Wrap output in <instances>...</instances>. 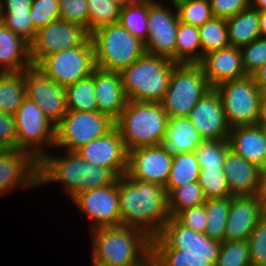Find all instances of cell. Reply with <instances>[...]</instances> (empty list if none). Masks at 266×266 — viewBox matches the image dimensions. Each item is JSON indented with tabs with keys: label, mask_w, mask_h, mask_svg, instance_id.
Returning a JSON list of instances; mask_svg holds the SVG:
<instances>
[{
	"label": "cell",
	"mask_w": 266,
	"mask_h": 266,
	"mask_svg": "<svg viewBox=\"0 0 266 266\" xmlns=\"http://www.w3.org/2000/svg\"><path fill=\"white\" fill-rule=\"evenodd\" d=\"M117 192L120 225L141 230L160 246L172 224L166 186L122 175L117 179Z\"/></svg>",
	"instance_id": "cell-1"
},
{
	"label": "cell",
	"mask_w": 266,
	"mask_h": 266,
	"mask_svg": "<svg viewBox=\"0 0 266 266\" xmlns=\"http://www.w3.org/2000/svg\"><path fill=\"white\" fill-rule=\"evenodd\" d=\"M90 233L92 263L100 266H144L159 252V246L135 228L119 225Z\"/></svg>",
	"instance_id": "cell-2"
},
{
	"label": "cell",
	"mask_w": 266,
	"mask_h": 266,
	"mask_svg": "<svg viewBox=\"0 0 266 266\" xmlns=\"http://www.w3.org/2000/svg\"><path fill=\"white\" fill-rule=\"evenodd\" d=\"M118 176L110 169L94 166L76 151H66L60 156L50 151L38 162L39 188L45 184L60 183L72 199L82 191L111 186Z\"/></svg>",
	"instance_id": "cell-3"
},
{
	"label": "cell",
	"mask_w": 266,
	"mask_h": 266,
	"mask_svg": "<svg viewBox=\"0 0 266 266\" xmlns=\"http://www.w3.org/2000/svg\"><path fill=\"white\" fill-rule=\"evenodd\" d=\"M169 117L159 102L127 100L115 121L127 151L162 145Z\"/></svg>",
	"instance_id": "cell-4"
},
{
	"label": "cell",
	"mask_w": 266,
	"mask_h": 266,
	"mask_svg": "<svg viewBox=\"0 0 266 266\" xmlns=\"http://www.w3.org/2000/svg\"><path fill=\"white\" fill-rule=\"evenodd\" d=\"M176 64L165 57L145 53L121 70L119 73L127 100L160 103Z\"/></svg>",
	"instance_id": "cell-5"
},
{
	"label": "cell",
	"mask_w": 266,
	"mask_h": 266,
	"mask_svg": "<svg viewBox=\"0 0 266 266\" xmlns=\"http://www.w3.org/2000/svg\"><path fill=\"white\" fill-rule=\"evenodd\" d=\"M96 68L120 72L146 53L145 43L119 22L100 27L90 34Z\"/></svg>",
	"instance_id": "cell-6"
},
{
	"label": "cell",
	"mask_w": 266,
	"mask_h": 266,
	"mask_svg": "<svg viewBox=\"0 0 266 266\" xmlns=\"http://www.w3.org/2000/svg\"><path fill=\"white\" fill-rule=\"evenodd\" d=\"M211 89L198 63H177L160 103L169 118L188 117L196 103Z\"/></svg>",
	"instance_id": "cell-7"
},
{
	"label": "cell",
	"mask_w": 266,
	"mask_h": 266,
	"mask_svg": "<svg viewBox=\"0 0 266 266\" xmlns=\"http://www.w3.org/2000/svg\"><path fill=\"white\" fill-rule=\"evenodd\" d=\"M14 116L17 149L30 153L38 162L50 148L54 150L55 125L34 101L25 97Z\"/></svg>",
	"instance_id": "cell-8"
},
{
	"label": "cell",
	"mask_w": 266,
	"mask_h": 266,
	"mask_svg": "<svg viewBox=\"0 0 266 266\" xmlns=\"http://www.w3.org/2000/svg\"><path fill=\"white\" fill-rule=\"evenodd\" d=\"M114 127L115 121L98 111H67L55 126L54 149L76 151L92 140L106 135Z\"/></svg>",
	"instance_id": "cell-9"
},
{
	"label": "cell",
	"mask_w": 266,
	"mask_h": 266,
	"mask_svg": "<svg viewBox=\"0 0 266 266\" xmlns=\"http://www.w3.org/2000/svg\"><path fill=\"white\" fill-rule=\"evenodd\" d=\"M219 93L230 128L258 124L261 110L260 89L251 76L223 83Z\"/></svg>",
	"instance_id": "cell-10"
},
{
	"label": "cell",
	"mask_w": 266,
	"mask_h": 266,
	"mask_svg": "<svg viewBox=\"0 0 266 266\" xmlns=\"http://www.w3.org/2000/svg\"><path fill=\"white\" fill-rule=\"evenodd\" d=\"M35 67L64 87L92 75L96 69V63L90 37L80 47L53 52L45 56Z\"/></svg>",
	"instance_id": "cell-11"
},
{
	"label": "cell",
	"mask_w": 266,
	"mask_h": 266,
	"mask_svg": "<svg viewBox=\"0 0 266 266\" xmlns=\"http://www.w3.org/2000/svg\"><path fill=\"white\" fill-rule=\"evenodd\" d=\"M207 228L206 202L180 212L159 246V251L176 264L204 235Z\"/></svg>",
	"instance_id": "cell-12"
},
{
	"label": "cell",
	"mask_w": 266,
	"mask_h": 266,
	"mask_svg": "<svg viewBox=\"0 0 266 266\" xmlns=\"http://www.w3.org/2000/svg\"><path fill=\"white\" fill-rule=\"evenodd\" d=\"M149 0L148 35L146 53L165 57L175 62V44L178 27V13L173 0L169 3Z\"/></svg>",
	"instance_id": "cell-13"
},
{
	"label": "cell",
	"mask_w": 266,
	"mask_h": 266,
	"mask_svg": "<svg viewBox=\"0 0 266 266\" xmlns=\"http://www.w3.org/2000/svg\"><path fill=\"white\" fill-rule=\"evenodd\" d=\"M90 34L81 25L56 20L36 31L30 45V59L35 66L45 56L66 49L80 47Z\"/></svg>",
	"instance_id": "cell-14"
},
{
	"label": "cell",
	"mask_w": 266,
	"mask_h": 266,
	"mask_svg": "<svg viewBox=\"0 0 266 266\" xmlns=\"http://www.w3.org/2000/svg\"><path fill=\"white\" fill-rule=\"evenodd\" d=\"M71 200L85 216L91 219L90 231L120 225L117 181L111 186L82 191Z\"/></svg>",
	"instance_id": "cell-15"
},
{
	"label": "cell",
	"mask_w": 266,
	"mask_h": 266,
	"mask_svg": "<svg viewBox=\"0 0 266 266\" xmlns=\"http://www.w3.org/2000/svg\"><path fill=\"white\" fill-rule=\"evenodd\" d=\"M25 94L55 126L67 113L66 88L45 76L35 66L25 71Z\"/></svg>",
	"instance_id": "cell-16"
},
{
	"label": "cell",
	"mask_w": 266,
	"mask_h": 266,
	"mask_svg": "<svg viewBox=\"0 0 266 266\" xmlns=\"http://www.w3.org/2000/svg\"><path fill=\"white\" fill-rule=\"evenodd\" d=\"M173 154L163 145L128 151L126 176L133 180L166 186Z\"/></svg>",
	"instance_id": "cell-17"
},
{
	"label": "cell",
	"mask_w": 266,
	"mask_h": 266,
	"mask_svg": "<svg viewBox=\"0 0 266 266\" xmlns=\"http://www.w3.org/2000/svg\"><path fill=\"white\" fill-rule=\"evenodd\" d=\"M23 187H39L38 161L26 151L7 149L0 155V196Z\"/></svg>",
	"instance_id": "cell-18"
},
{
	"label": "cell",
	"mask_w": 266,
	"mask_h": 266,
	"mask_svg": "<svg viewBox=\"0 0 266 266\" xmlns=\"http://www.w3.org/2000/svg\"><path fill=\"white\" fill-rule=\"evenodd\" d=\"M76 152L85 161L94 166L108 168L118 177L126 174L128 151L116 127L106 135L80 147Z\"/></svg>",
	"instance_id": "cell-19"
},
{
	"label": "cell",
	"mask_w": 266,
	"mask_h": 266,
	"mask_svg": "<svg viewBox=\"0 0 266 266\" xmlns=\"http://www.w3.org/2000/svg\"><path fill=\"white\" fill-rule=\"evenodd\" d=\"M204 140L228 139L230 127L226 121L221 97L215 88L208 91L188 115Z\"/></svg>",
	"instance_id": "cell-20"
},
{
	"label": "cell",
	"mask_w": 266,
	"mask_h": 266,
	"mask_svg": "<svg viewBox=\"0 0 266 266\" xmlns=\"http://www.w3.org/2000/svg\"><path fill=\"white\" fill-rule=\"evenodd\" d=\"M264 215L265 206L259 194L231 196L224 240H247L252 229Z\"/></svg>",
	"instance_id": "cell-21"
},
{
	"label": "cell",
	"mask_w": 266,
	"mask_h": 266,
	"mask_svg": "<svg viewBox=\"0 0 266 266\" xmlns=\"http://www.w3.org/2000/svg\"><path fill=\"white\" fill-rule=\"evenodd\" d=\"M230 204L231 196L206 201V231L203 237L175 264L176 266L193 263L209 247L224 241Z\"/></svg>",
	"instance_id": "cell-22"
},
{
	"label": "cell",
	"mask_w": 266,
	"mask_h": 266,
	"mask_svg": "<svg viewBox=\"0 0 266 266\" xmlns=\"http://www.w3.org/2000/svg\"><path fill=\"white\" fill-rule=\"evenodd\" d=\"M198 64L211 88L247 76L243 69L241 50L234 46L205 54Z\"/></svg>",
	"instance_id": "cell-23"
},
{
	"label": "cell",
	"mask_w": 266,
	"mask_h": 266,
	"mask_svg": "<svg viewBox=\"0 0 266 266\" xmlns=\"http://www.w3.org/2000/svg\"><path fill=\"white\" fill-rule=\"evenodd\" d=\"M223 171L232 196H252L260 193L262 169L232 150H228Z\"/></svg>",
	"instance_id": "cell-24"
},
{
	"label": "cell",
	"mask_w": 266,
	"mask_h": 266,
	"mask_svg": "<svg viewBox=\"0 0 266 266\" xmlns=\"http://www.w3.org/2000/svg\"><path fill=\"white\" fill-rule=\"evenodd\" d=\"M94 89L98 112L116 121L127 103L120 73L96 68Z\"/></svg>",
	"instance_id": "cell-25"
},
{
	"label": "cell",
	"mask_w": 266,
	"mask_h": 266,
	"mask_svg": "<svg viewBox=\"0 0 266 266\" xmlns=\"http://www.w3.org/2000/svg\"><path fill=\"white\" fill-rule=\"evenodd\" d=\"M230 150L263 169L266 167V139L259 124L237 126L230 129Z\"/></svg>",
	"instance_id": "cell-26"
},
{
	"label": "cell",
	"mask_w": 266,
	"mask_h": 266,
	"mask_svg": "<svg viewBox=\"0 0 266 266\" xmlns=\"http://www.w3.org/2000/svg\"><path fill=\"white\" fill-rule=\"evenodd\" d=\"M193 264L195 266H250L248 241L224 240L209 247Z\"/></svg>",
	"instance_id": "cell-27"
},
{
	"label": "cell",
	"mask_w": 266,
	"mask_h": 266,
	"mask_svg": "<svg viewBox=\"0 0 266 266\" xmlns=\"http://www.w3.org/2000/svg\"><path fill=\"white\" fill-rule=\"evenodd\" d=\"M31 66L29 43L0 25V73L26 71Z\"/></svg>",
	"instance_id": "cell-28"
},
{
	"label": "cell",
	"mask_w": 266,
	"mask_h": 266,
	"mask_svg": "<svg viewBox=\"0 0 266 266\" xmlns=\"http://www.w3.org/2000/svg\"><path fill=\"white\" fill-rule=\"evenodd\" d=\"M204 141L188 117L169 118L162 145L172 154L194 152Z\"/></svg>",
	"instance_id": "cell-29"
},
{
	"label": "cell",
	"mask_w": 266,
	"mask_h": 266,
	"mask_svg": "<svg viewBox=\"0 0 266 266\" xmlns=\"http://www.w3.org/2000/svg\"><path fill=\"white\" fill-rule=\"evenodd\" d=\"M230 46L241 48L261 37L259 11L252 6L226 19Z\"/></svg>",
	"instance_id": "cell-30"
},
{
	"label": "cell",
	"mask_w": 266,
	"mask_h": 266,
	"mask_svg": "<svg viewBox=\"0 0 266 266\" xmlns=\"http://www.w3.org/2000/svg\"><path fill=\"white\" fill-rule=\"evenodd\" d=\"M25 97V71L0 73V112L15 115Z\"/></svg>",
	"instance_id": "cell-31"
},
{
	"label": "cell",
	"mask_w": 266,
	"mask_h": 266,
	"mask_svg": "<svg viewBox=\"0 0 266 266\" xmlns=\"http://www.w3.org/2000/svg\"><path fill=\"white\" fill-rule=\"evenodd\" d=\"M201 60L199 28L179 21L175 44V63H199Z\"/></svg>",
	"instance_id": "cell-32"
},
{
	"label": "cell",
	"mask_w": 266,
	"mask_h": 266,
	"mask_svg": "<svg viewBox=\"0 0 266 266\" xmlns=\"http://www.w3.org/2000/svg\"><path fill=\"white\" fill-rule=\"evenodd\" d=\"M199 163L195 152L173 154L166 190L169 194L174 188L198 181Z\"/></svg>",
	"instance_id": "cell-33"
},
{
	"label": "cell",
	"mask_w": 266,
	"mask_h": 266,
	"mask_svg": "<svg viewBox=\"0 0 266 266\" xmlns=\"http://www.w3.org/2000/svg\"><path fill=\"white\" fill-rule=\"evenodd\" d=\"M149 0H134L120 9L119 23L144 43L148 35Z\"/></svg>",
	"instance_id": "cell-34"
},
{
	"label": "cell",
	"mask_w": 266,
	"mask_h": 266,
	"mask_svg": "<svg viewBox=\"0 0 266 266\" xmlns=\"http://www.w3.org/2000/svg\"><path fill=\"white\" fill-rule=\"evenodd\" d=\"M66 88L67 111H98L92 75L68 85Z\"/></svg>",
	"instance_id": "cell-35"
},
{
	"label": "cell",
	"mask_w": 266,
	"mask_h": 266,
	"mask_svg": "<svg viewBox=\"0 0 266 266\" xmlns=\"http://www.w3.org/2000/svg\"><path fill=\"white\" fill-rule=\"evenodd\" d=\"M207 201L198 181L174 188L168 194V211L173 220L180 212L203 205Z\"/></svg>",
	"instance_id": "cell-36"
},
{
	"label": "cell",
	"mask_w": 266,
	"mask_h": 266,
	"mask_svg": "<svg viewBox=\"0 0 266 266\" xmlns=\"http://www.w3.org/2000/svg\"><path fill=\"white\" fill-rule=\"evenodd\" d=\"M203 55L230 46L226 19L212 17L199 27Z\"/></svg>",
	"instance_id": "cell-37"
},
{
	"label": "cell",
	"mask_w": 266,
	"mask_h": 266,
	"mask_svg": "<svg viewBox=\"0 0 266 266\" xmlns=\"http://www.w3.org/2000/svg\"><path fill=\"white\" fill-rule=\"evenodd\" d=\"M179 21L195 27L202 26L213 17L209 0H173Z\"/></svg>",
	"instance_id": "cell-38"
},
{
	"label": "cell",
	"mask_w": 266,
	"mask_h": 266,
	"mask_svg": "<svg viewBox=\"0 0 266 266\" xmlns=\"http://www.w3.org/2000/svg\"><path fill=\"white\" fill-rule=\"evenodd\" d=\"M229 149L228 139L204 140L194 152L200 168L223 169L226 153Z\"/></svg>",
	"instance_id": "cell-39"
},
{
	"label": "cell",
	"mask_w": 266,
	"mask_h": 266,
	"mask_svg": "<svg viewBox=\"0 0 266 266\" xmlns=\"http://www.w3.org/2000/svg\"><path fill=\"white\" fill-rule=\"evenodd\" d=\"M89 12V34L96 29L117 23L120 7L110 0H87Z\"/></svg>",
	"instance_id": "cell-40"
},
{
	"label": "cell",
	"mask_w": 266,
	"mask_h": 266,
	"mask_svg": "<svg viewBox=\"0 0 266 266\" xmlns=\"http://www.w3.org/2000/svg\"><path fill=\"white\" fill-rule=\"evenodd\" d=\"M198 182L207 200L232 196L223 169L200 168Z\"/></svg>",
	"instance_id": "cell-41"
},
{
	"label": "cell",
	"mask_w": 266,
	"mask_h": 266,
	"mask_svg": "<svg viewBox=\"0 0 266 266\" xmlns=\"http://www.w3.org/2000/svg\"><path fill=\"white\" fill-rule=\"evenodd\" d=\"M3 25L16 33L27 43H31L36 35L30 11H4Z\"/></svg>",
	"instance_id": "cell-42"
},
{
	"label": "cell",
	"mask_w": 266,
	"mask_h": 266,
	"mask_svg": "<svg viewBox=\"0 0 266 266\" xmlns=\"http://www.w3.org/2000/svg\"><path fill=\"white\" fill-rule=\"evenodd\" d=\"M247 241L251 265L266 266V215L252 229Z\"/></svg>",
	"instance_id": "cell-43"
},
{
	"label": "cell",
	"mask_w": 266,
	"mask_h": 266,
	"mask_svg": "<svg viewBox=\"0 0 266 266\" xmlns=\"http://www.w3.org/2000/svg\"><path fill=\"white\" fill-rule=\"evenodd\" d=\"M30 16L37 31L49 23L60 19L58 0H32Z\"/></svg>",
	"instance_id": "cell-44"
},
{
	"label": "cell",
	"mask_w": 266,
	"mask_h": 266,
	"mask_svg": "<svg viewBox=\"0 0 266 266\" xmlns=\"http://www.w3.org/2000/svg\"><path fill=\"white\" fill-rule=\"evenodd\" d=\"M242 64L246 75L250 76L266 63V38L259 37L240 48Z\"/></svg>",
	"instance_id": "cell-45"
},
{
	"label": "cell",
	"mask_w": 266,
	"mask_h": 266,
	"mask_svg": "<svg viewBox=\"0 0 266 266\" xmlns=\"http://www.w3.org/2000/svg\"><path fill=\"white\" fill-rule=\"evenodd\" d=\"M60 19L81 25L89 33V12L87 0H58Z\"/></svg>",
	"instance_id": "cell-46"
},
{
	"label": "cell",
	"mask_w": 266,
	"mask_h": 266,
	"mask_svg": "<svg viewBox=\"0 0 266 266\" xmlns=\"http://www.w3.org/2000/svg\"><path fill=\"white\" fill-rule=\"evenodd\" d=\"M213 17L228 19L251 6V0H209Z\"/></svg>",
	"instance_id": "cell-47"
},
{
	"label": "cell",
	"mask_w": 266,
	"mask_h": 266,
	"mask_svg": "<svg viewBox=\"0 0 266 266\" xmlns=\"http://www.w3.org/2000/svg\"><path fill=\"white\" fill-rule=\"evenodd\" d=\"M0 144L6 149H17V131L14 115L0 112Z\"/></svg>",
	"instance_id": "cell-48"
},
{
	"label": "cell",
	"mask_w": 266,
	"mask_h": 266,
	"mask_svg": "<svg viewBox=\"0 0 266 266\" xmlns=\"http://www.w3.org/2000/svg\"><path fill=\"white\" fill-rule=\"evenodd\" d=\"M4 11H30L32 0H2Z\"/></svg>",
	"instance_id": "cell-49"
},
{
	"label": "cell",
	"mask_w": 266,
	"mask_h": 266,
	"mask_svg": "<svg viewBox=\"0 0 266 266\" xmlns=\"http://www.w3.org/2000/svg\"><path fill=\"white\" fill-rule=\"evenodd\" d=\"M144 266H176L160 251Z\"/></svg>",
	"instance_id": "cell-50"
},
{
	"label": "cell",
	"mask_w": 266,
	"mask_h": 266,
	"mask_svg": "<svg viewBox=\"0 0 266 266\" xmlns=\"http://www.w3.org/2000/svg\"><path fill=\"white\" fill-rule=\"evenodd\" d=\"M250 76L258 87L266 85V63L259 67Z\"/></svg>",
	"instance_id": "cell-51"
},
{
	"label": "cell",
	"mask_w": 266,
	"mask_h": 266,
	"mask_svg": "<svg viewBox=\"0 0 266 266\" xmlns=\"http://www.w3.org/2000/svg\"><path fill=\"white\" fill-rule=\"evenodd\" d=\"M260 199L266 207V167L262 169Z\"/></svg>",
	"instance_id": "cell-52"
},
{
	"label": "cell",
	"mask_w": 266,
	"mask_h": 266,
	"mask_svg": "<svg viewBox=\"0 0 266 266\" xmlns=\"http://www.w3.org/2000/svg\"><path fill=\"white\" fill-rule=\"evenodd\" d=\"M259 26L261 37L266 38V11H259Z\"/></svg>",
	"instance_id": "cell-53"
},
{
	"label": "cell",
	"mask_w": 266,
	"mask_h": 266,
	"mask_svg": "<svg viewBox=\"0 0 266 266\" xmlns=\"http://www.w3.org/2000/svg\"><path fill=\"white\" fill-rule=\"evenodd\" d=\"M251 6L258 11H266V0H251Z\"/></svg>",
	"instance_id": "cell-54"
},
{
	"label": "cell",
	"mask_w": 266,
	"mask_h": 266,
	"mask_svg": "<svg viewBox=\"0 0 266 266\" xmlns=\"http://www.w3.org/2000/svg\"><path fill=\"white\" fill-rule=\"evenodd\" d=\"M259 125L266 127V103H261Z\"/></svg>",
	"instance_id": "cell-55"
},
{
	"label": "cell",
	"mask_w": 266,
	"mask_h": 266,
	"mask_svg": "<svg viewBox=\"0 0 266 266\" xmlns=\"http://www.w3.org/2000/svg\"><path fill=\"white\" fill-rule=\"evenodd\" d=\"M261 103H266V85L260 86Z\"/></svg>",
	"instance_id": "cell-56"
},
{
	"label": "cell",
	"mask_w": 266,
	"mask_h": 266,
	"mask_svg": "<svg viewBox=\"0 0 266 266\" xmlns=\"http://www.w3.org/2000/svg\"><path fill=\"white\" fill-rule=\"evenodd\" d=\"M110 1L117 4L120 8H122L124 5L129 4L134 0H110Z\"/></svg>",
	"instance_id": "cell-57"
},
{
	"label": "cell",
	"mask_w": 266,
	"mask_h": 266,
	"mask_svg": "<svg viewBox=\"0 0 266 266\" xmlns=\"http://www.w3.org/2000/svg\"><path fill=\"white\" fill-rule=\"evenodd\" d=\"M3 16H4L3 2L2 0H0V25L3 24Z\"/></svg>",
	"instance_id": "cell-58"
},
{
	"label": "cell",
	"mask_w": 266,
	"mask_h": 266,
	"mask_svg": "<svg viewBox=\"0 0 266 266\" xmlns=\"http://www.w3.org/2000/svg\"><path fill=\"white\" fill-rule=\"evenodd\" d=\"M5 150H7L4 146H2L1 144H0V155L5 151Z\"/></svg>",
	"instance_id": "cell-59"
},
{
	"label": "cell",
	"mask_w": 266,
	"mask_h": 266,
	"mask_svg": "<svg viewBox=\"0 0 266 266\" xmlns=\"http://www.w3.org/2000/svg\"><path fill=\"white\" fill-rule=\"evenodd\" d=\"M263 131H264V136H265V139H266V127H263Z\"/></svg>",
	"instance_id": "cell-60"
},
{
	"label": "cell",
	"mask_w": 266,
	"mask_h": 266,
	"mask_svg": "<svg viewBox=\"0 0 266 266\" xmlns=\"http://www.w3.org/2000/svg\"><path fill=\"white\" fill-rule=\"evenodd\" d=\"M185 266H195L193 263H191V264H188V265H185Z\"/></svg>",
	"instance_id": "cell-61"
},
{
	"label": "cell",
	"mask_w": 266,
	"mask_h": 266,
	"mask_svg": "<svg viewBox=\"0 0 266 266\" xmlns=\"http://www.w3.org/2000/svg\"><path fill=\"white\" fill-rule=\"evenodd\" d=\"M92 266H100V265L92 263Z\"/></svg>",
	"instance_id": "cell-62"
}]
</instances>
